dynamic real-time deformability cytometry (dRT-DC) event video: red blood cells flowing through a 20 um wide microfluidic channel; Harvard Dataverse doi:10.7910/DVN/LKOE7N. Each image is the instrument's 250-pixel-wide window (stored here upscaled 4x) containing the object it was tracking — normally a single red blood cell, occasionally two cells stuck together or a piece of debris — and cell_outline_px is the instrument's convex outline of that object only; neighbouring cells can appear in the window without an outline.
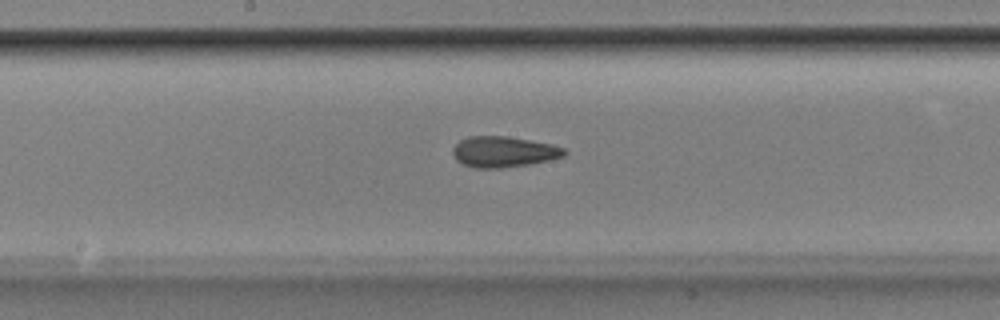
{"species": "Egyptian fruit bat (a non-hibernating species)", "species_latin": "Rousettus aegyptiacus", "temperature_condition": "room temperature", "stored_images_in_passage": 36, "camera_frame_rate_fps": 3000, "um_per_image_px": 0.085, "animal": {"sex": "male"}, "frame": {"image": 1, "passage_image": 11, "time_ms": 3.333, "image_size_px": [1000, 320], "cell_outline_px": [[568, 152], [564, 156], [548, 160], [528, 164], [500, 168], [476, 168], [464, 164], [456, 160], [452, 152], [452, 148], [460, 140], [468, 136], [508, 136], [552, 144], [564, 148]], "centroid_in_image_um": [42.8, 12.89], "position_along_channel_um": 205.4, "area_um2": 20.0}}
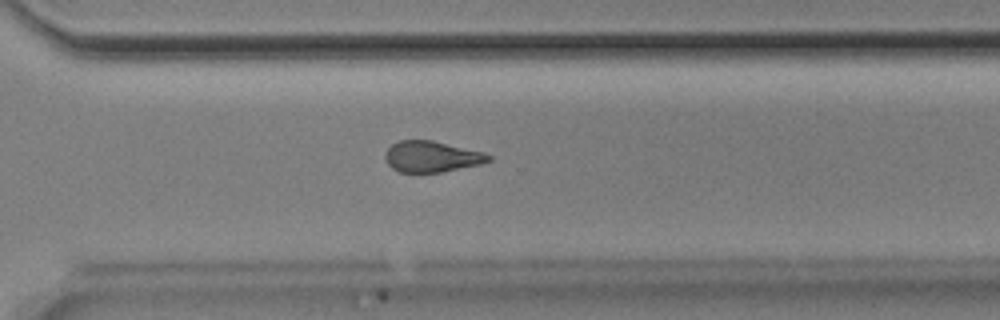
{"frame": {"image": 2, "passage_image": 21, "time_ms": 6.667, "image_size_px": [1000, 320], "cell_outline_px": [[492, 160], [480, 164], [440, 172], [400, 172], [392, 168], [388, 164], [384, 156], [388, 148], [392, 144], [400, 140], [432, 140], [484, 152], [492, 156]], "centroid_in_image_um": [36.69, 13.3], "position_along_channel_um": 333.9, "area_um2": 18.61}}
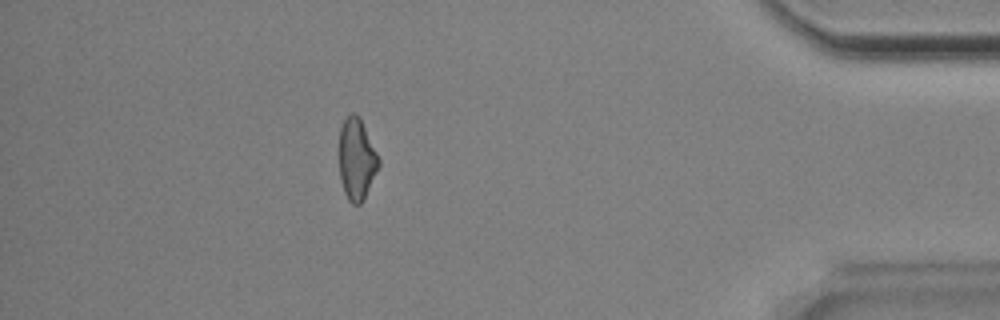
{"frame": {"image": 3, "passage_image": 30, "time_ms": 9.667, "image_size_px": [1000, 320], "cell_outline_px": [[380, 164], [364, 200], [360, 204], [352, 204], [348, 200], [344, 192], [340, 180], [340, 128], [344, 120], [352, 112], [360, 116], [380, 160]], "centroid_in_image_um": [30.32, 13.54], "position_along_channel_um": 404.9, "area_um2": 18.73}}